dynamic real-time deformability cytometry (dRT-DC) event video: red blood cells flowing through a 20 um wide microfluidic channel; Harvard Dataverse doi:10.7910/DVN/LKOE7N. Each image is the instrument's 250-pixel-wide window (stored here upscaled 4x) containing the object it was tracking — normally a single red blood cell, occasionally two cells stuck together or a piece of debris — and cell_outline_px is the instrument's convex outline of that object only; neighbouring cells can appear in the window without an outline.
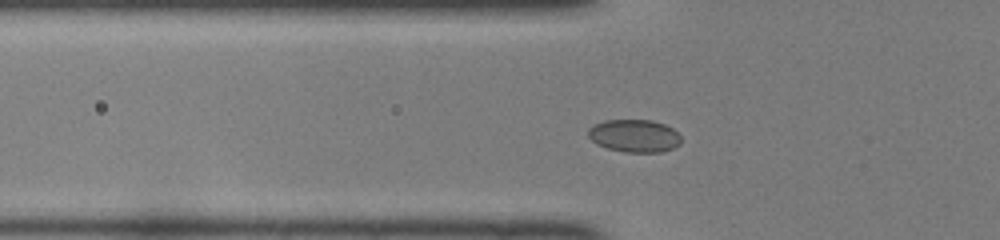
{"species": "common noctule bat (a hibernating species)", "species_latin": "Nyctalus noctula", "temperature_condition": "room temperature", "stored_images_in_passage": 38, "camera_frame_rate_fps": 3000, "um_per_image_px": 0.085, "animal": {"sex": "female", "body_mass_g": 22.0, "forearm_length_mm": 56.7}, "frame": {"image": 1, "passage_image": 5, "time_ms": 1.333, "image_size_px": [1000, 240], "cell_outline_px": [[680, 144], [672, 148], [660, 152], [624, 152], [608, 148], [596, 144], [588, 136], [588, 128], [604, 120], [652, 120], [664, 124], [672, 128], [680, 136]], "centroid_in_image_um": [53.91, 11.54], "position_along_channel_um": 71.9, "area_um2": 17.63}}
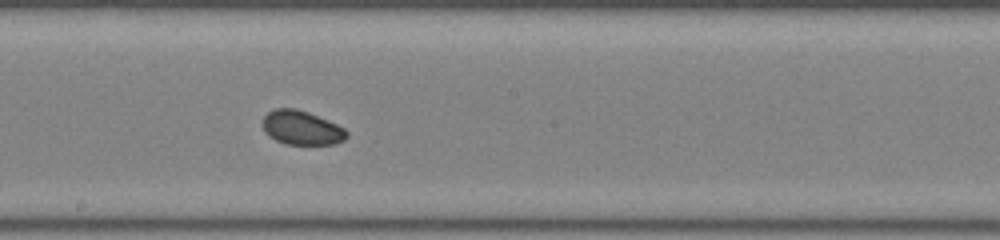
{"frame": {"image": 2, "passage_image": 16, "time_ms": 5.0, "image_size_px": [1000, 240], "cell_outline_px": [[348, 136], [344, 140], [332, 144], [284, 144], [268, 136], [264, 132], [264, 116], [268, 112], [276, 108], [296, 108], [308, 112], [336, 124], [344, 128], [348, 132]], "centroid_in_image_um": [25.63, 10.86], "position_along_channel_um": 222.6, "area_um2": 16.59}}
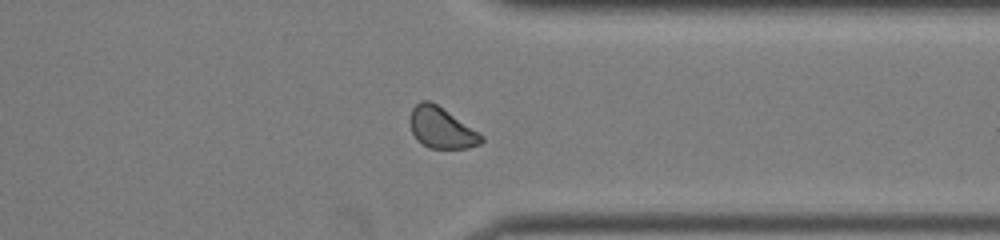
{"frame": {"image": 3, "passage_image": 27, "time_ms": 8.667, "image_size_px": [1000, 240], "cell_outline_px": [[484, 140], [480, 144], [468, 148], [428, 148], [416, 140], [412, 132], [408, 120], [412, 108], [420, 100], [428, 100], [436, 104], [484, 136]], "centroid_in_image_um": [37.48, 10.88], "position_along_channel_um": 373.9, "area_um2": 16.99}, "authors_computed_cell_mechanics": {"area_um2": 17.3111, "velocity_mm_per_s": 4.1278, "shape_relaxation_time_tau1_ms": 1.4903, "shape_relaxation_time_tau2_ms": 3.7566, "deformation_change_tau1": 0.0305, "deformation_change_tau2": 0.0509}}